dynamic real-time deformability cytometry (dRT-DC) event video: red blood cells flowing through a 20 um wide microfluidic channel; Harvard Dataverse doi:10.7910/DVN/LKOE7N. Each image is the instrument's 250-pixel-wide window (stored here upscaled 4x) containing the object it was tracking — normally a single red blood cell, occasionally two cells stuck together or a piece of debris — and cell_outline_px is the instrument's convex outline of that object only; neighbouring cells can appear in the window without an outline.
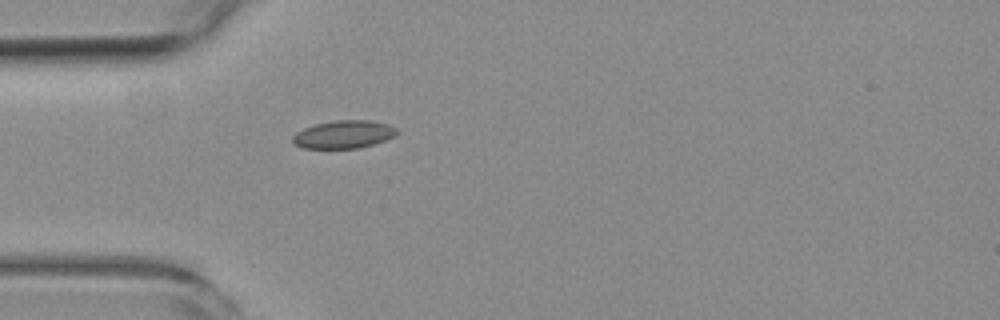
{"species": "common noctule bat (a hibernating species)", "species_latin": "Nyctalus noctula", "temperature_condition": "room temperature", "stored_images_in_passage": 1, "camera_frame_rate_fps": 3000, "um_per_image_px": 0.085, "animal": {"sex": "female", "body_mass_g": 19.3, "forearm_length_mm": 54.1}, "frame": {"image": 1, "passage_image": 1, "time_ms": 0.0, "image_size_px": [1000, 320], "cell_outline_px": [[396, 132], [392, 136], [384, 140], [372, 144], [356, 148], [304, 148], [292, 144], [292, 136], [296, 132], [304, 128], [316, 124], [336, 120], [368, 120], [388, 124], [396, 128]], "centroid_in_image_um": [29.15, 11.42], "position_along_channel_um": 55.9, "area_um2": 16.7}}